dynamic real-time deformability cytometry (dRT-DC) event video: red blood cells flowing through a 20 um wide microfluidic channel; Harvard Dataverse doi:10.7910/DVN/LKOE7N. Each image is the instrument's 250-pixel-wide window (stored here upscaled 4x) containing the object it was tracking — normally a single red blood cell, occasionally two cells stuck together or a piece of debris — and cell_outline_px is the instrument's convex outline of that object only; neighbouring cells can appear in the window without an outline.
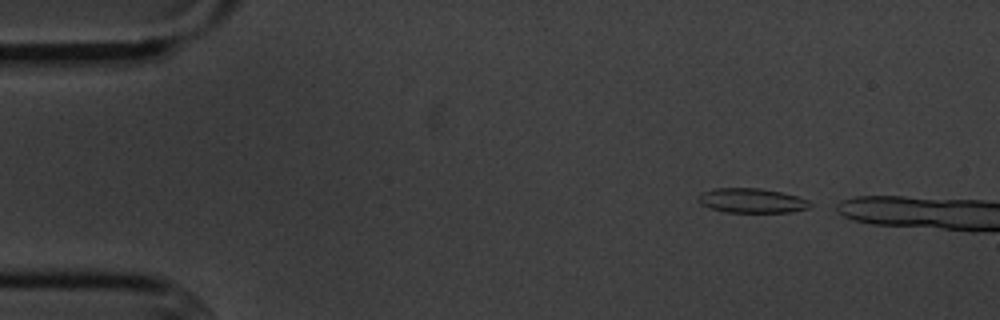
{"species": "common noctule bat (a hibernating species)", "species_latin": "Nyctalus noctula", "temperature_condition": "cold", "stored_images_in_passage": 7, "camera_frame_rate_fps": 3000, "um_per_image_px": 0.085, "animal": {"sex": "male", "body_mass_g": 20.1, "forearm_length_mm": 53.5}, "frame": {"image": 1, "passage_image": 2, "time_ms": 0.333, "image_size_px": [1000, 320], "cell_outline_px": [[812, 204], [808, 208], [792, 212], [724, 212], [700, 204], [696, 200], [696, 196], [712, 188], [760, 188], [780, 192], [796, 196], [808, 200]], "centroid_in_image_um": [63.86, 17.05], "position_along_channel_um": 21.1, "area_um2": 16.01}}